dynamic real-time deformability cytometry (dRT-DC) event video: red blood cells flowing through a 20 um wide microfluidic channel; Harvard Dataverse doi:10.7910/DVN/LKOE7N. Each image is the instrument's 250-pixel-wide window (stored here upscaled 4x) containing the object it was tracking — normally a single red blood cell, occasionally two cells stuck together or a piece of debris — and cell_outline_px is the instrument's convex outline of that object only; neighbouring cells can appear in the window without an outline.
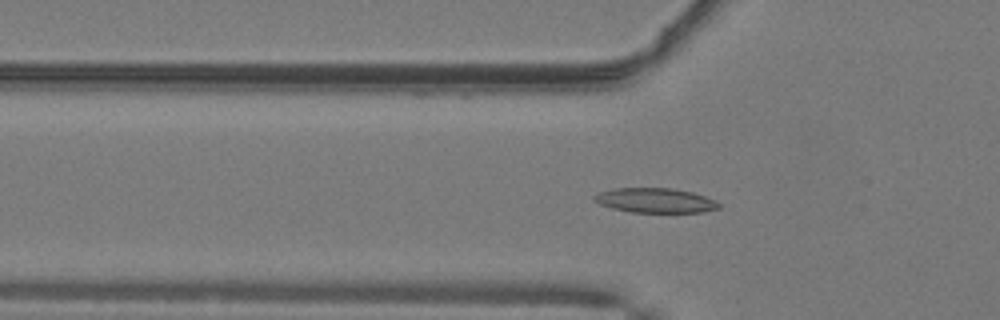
{"species": "common noctule bat (a hibernating species)", "species_latin": "Nyctalus noctula", "temperature_condition": "warm", "stored_images_in_passage": 23, "camera_frame_rate_fps": 3000, "um_per_image_px": 0.085, "animal": {"sex": "male", "body_mass_g": 19.2, "forearm_length_mm": 51.8}, "frame": {"image": 1, "passage_image": 5, "time_ms": 1.333, "image_size_px": [1000, 320], "cell_outline_px": [[720, 208], [704, 212], [632, 212], [612, 208], [600, 204], [592, 200], [592, 196], [600, 192], [612, 188], [672, 188], [692, 192], [716, 200], [720, 204]], "centroid_in_image_um": [55.69, 17.03], "position_along_channel_um": 70.1, "area_um2": 17.98}}
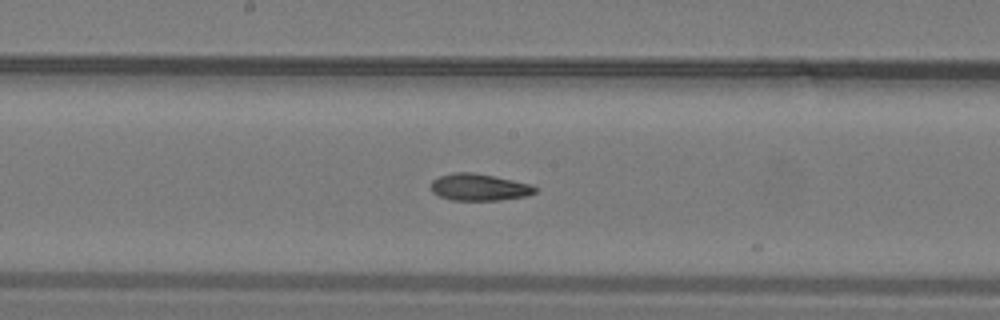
{"frame": {"image": 2, "passage_image": 15, "time_ms": 4.667, "image_size_px": [1000, 320], "cell_outline_px": [[536, 192], [528, 196], [500, 200], [452, 200], [440, 196], [432, 192], [432, 180], [440, 176], [452, 172], [472, 172], [496, 176], [532, 184], [536, 188]], "centroid_in_image_um": [40.76, 15.91], "position_along_channel_um": 207.4, "area_um2": 16.42}}
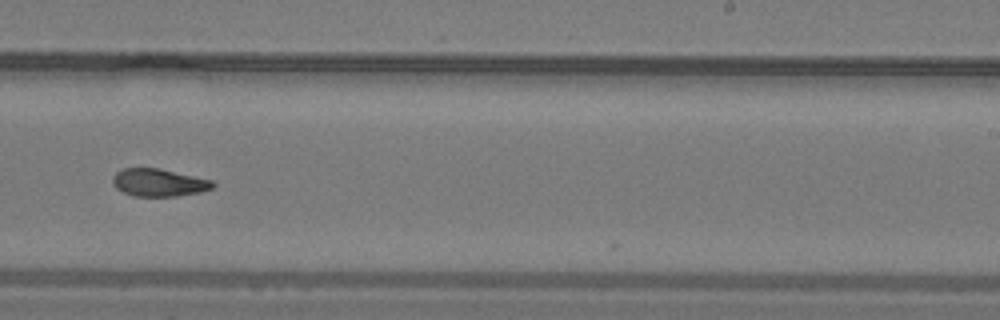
{"frame": {"image": 3, "passage_image": 20, "time_ms": 6.333, "image_size_px": [1000, 320], "cell_outline_px": [[216, 184], [212, 188], [200, 192], [176, 196], [132, 196], [116, 188], [112, 184], [112, 176], [120, 168], [160, 168], [212, 180]], "centroid_in_image_um": [13.47, 15.51], "position_along_channel_um": 275.5, "area_um2": 16.24}}